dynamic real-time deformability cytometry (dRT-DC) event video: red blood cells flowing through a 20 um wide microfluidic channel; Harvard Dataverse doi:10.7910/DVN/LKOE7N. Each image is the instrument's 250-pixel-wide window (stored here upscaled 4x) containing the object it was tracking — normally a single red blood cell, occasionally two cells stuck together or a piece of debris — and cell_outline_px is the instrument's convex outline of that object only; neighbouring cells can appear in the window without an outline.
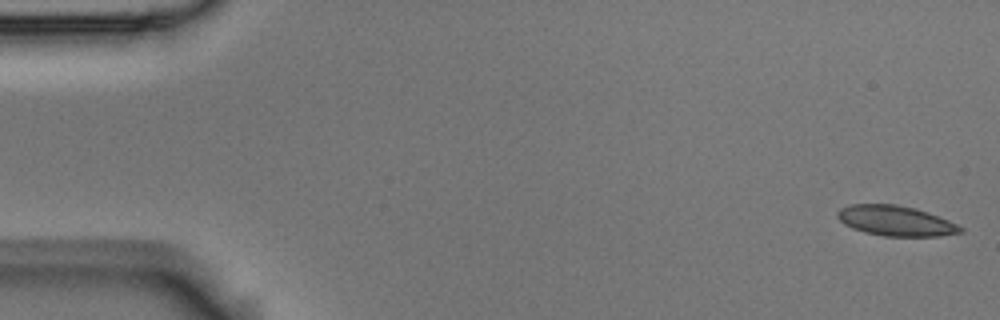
{"species": "Egyptian fruit bat (a non-hibernating species)", "species_latin": "Rousettus aegyptiacus", "temperature_condition": "room temperature", "stored_images_in_passage": 5, "camera_frame_rate_fps": 3000, "um_per_image_px": 0.085, "animal": {"sex": "male"}, "frame": {"image": 1, "passage_image": 1, "time_ms": 0.0, "image_size_px": [1000, 320], "cell_outline_px": [[964, 232], [940, 236], [884, 236], [864, 232], [852, 228], [844, 224], [836, 216], [836, 212], [840, 208], [852, 204], [896, 204], [928, 212], [948, 220], [964, 228]], "centroid_in_image_um": [76.12, 18.77], "position_along_channel_um": 8.9, "area_um2": 21.62}}
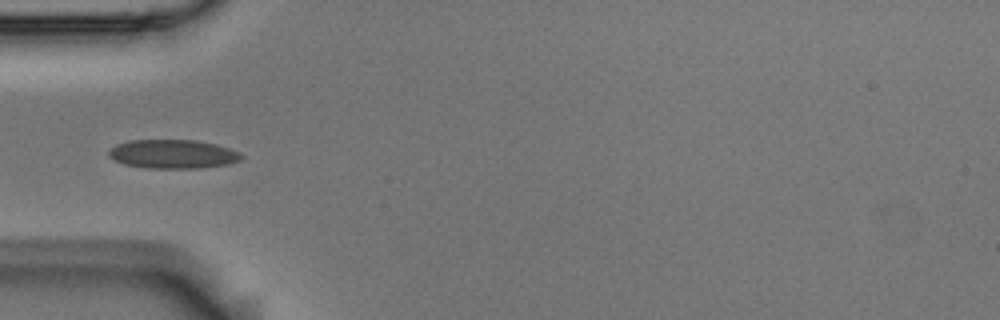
{"frame": {"image": 2, "passage_image": 5, "time_ms": 1.333, "image_size_px": [1000, 320], "cell_outline_px": [[244, 156], [240, 160], [228, 164], [200, 168], [148, 168], [124, 164], [108, 156], [108, 152], [116, 144], [128, 140], [196, 140], [216, 144], [240, 152]], "centroid_in_image_um": [14.71, 13.09], "position_along_channel_um": 70.3, "area_um2": 22.31}}